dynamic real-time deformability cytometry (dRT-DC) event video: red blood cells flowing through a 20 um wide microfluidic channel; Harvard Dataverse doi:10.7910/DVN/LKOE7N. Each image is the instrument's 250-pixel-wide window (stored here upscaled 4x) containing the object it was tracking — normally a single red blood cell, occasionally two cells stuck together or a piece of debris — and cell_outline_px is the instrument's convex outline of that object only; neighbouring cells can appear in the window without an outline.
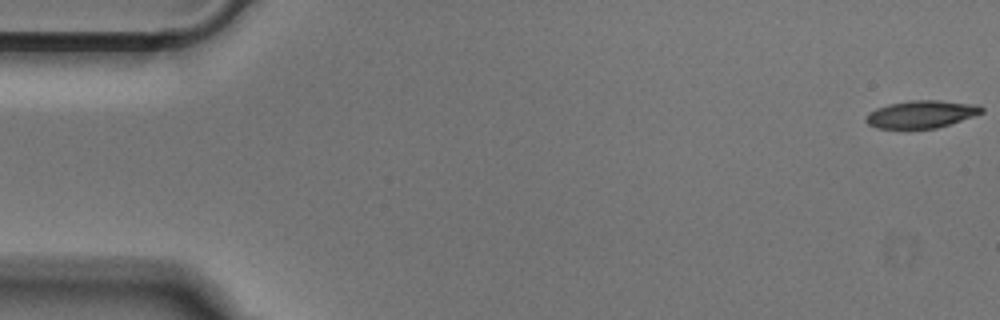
{"species": "Egyptian fruit bat (a non-hibernating species)", "species_latin": "Rousettus aegyptiacus", "temperature_condition": "cold", "stored_images_in_passage": 51, "camera_frame_rate_fps": 3000, "um_per_image_px": 0.085, "animal": {"sex": "male"}, "frame": {"image": 1, "passage_image": 1, "time_ms": 0.0, "image_size_px": [1000, 320], "cell_outline_px": [[984, 112], [936, 128], [876, 128], [868, 124], [864, 120], [864, 116], [868, 112], [876, 108], [888, 104], [908, 100], [940, 100], [980, 104], [984, 108]], "centroid_in_image_um": [78.28, 9.69], "position_along_channel_um": 6.7, "area_um2": 18.67}}
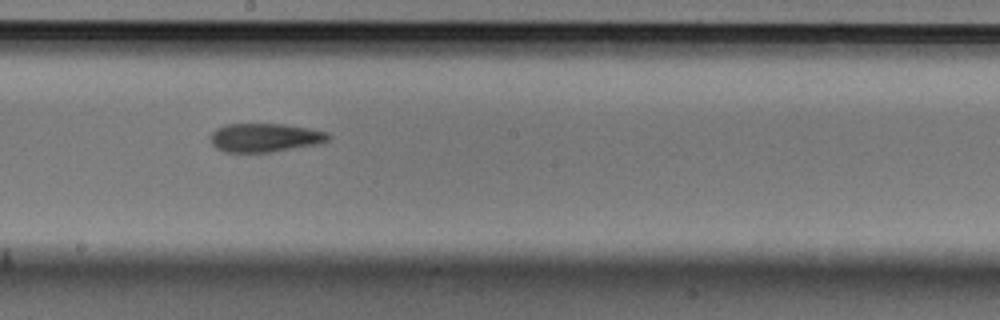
{"frame": {"image": 2, "passage_image": 28, "time_ms": 9.0, "image_size_px": [1000, 320], "cell_outline_px": [[332, 136], [324, 144], [272, 152], [224, 152], [216, 148], [212, 144], [212, 132], [216, 128], [228, 124], [284, 124], [308, 128], [328, 132]], "centroid_in_image_um": [22.59, 11.71], "position_along_channel_um": 225.6, "area_um2": 19.94}}
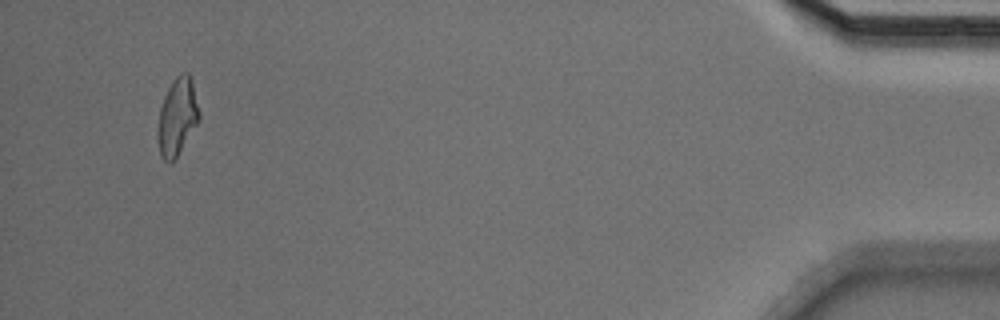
{"frame": {"image": 3, "passage_image": 49, "time_ms": 16.0, "image_size_px": [1000, 320], "cell_outline_px": [[200, 120], [176, 160], [168, 164], [160, 156], [160, 108], [164, 96], [172, 80], [180, 72], [188, 72], [192, 80], [200, 112]], "centroid_in_image_um": [15.12, 9.92], "position_along_channel_um": 420.1, "area_um2": 18.55}}